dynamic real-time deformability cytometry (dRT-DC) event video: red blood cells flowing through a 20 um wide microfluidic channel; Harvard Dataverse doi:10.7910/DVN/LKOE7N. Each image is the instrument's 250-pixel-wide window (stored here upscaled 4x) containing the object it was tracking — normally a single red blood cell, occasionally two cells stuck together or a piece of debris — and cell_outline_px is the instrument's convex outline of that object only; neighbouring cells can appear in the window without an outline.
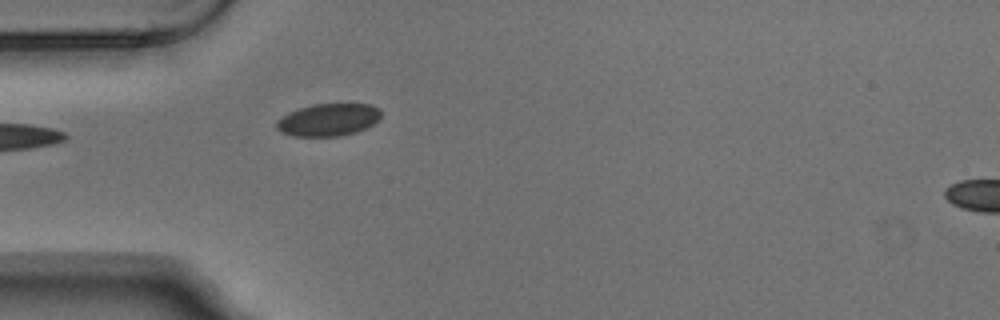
{"species": "Egyptian fruit bat (a non-hibernating species)", "species_latin": "Rousettus aegyptiacus", "temperature_condition": "warm", "stored_images_in_passage": 2, "segment_of_instrument_passage": [1, 2], "camera_frame_rate_fps": 3000, "um_per_image_px": 0.085, "animal": {"sex": "male"}, "frame": {"image": 1, "passage_image": 1, "time_ms": 0.0, "image_size_px": [1000, 320], "cell_outline_px": [[380, 120], [356, 132], [340, 136], [292, 136], [280, 132], [276, 128], [276, 120], [288, 112], [312, 104], [372, 104], [380, 108]], "centroid_in_image_um": [27.89, 10.18], "position_along_channel_um": 57.1, "area_um2": 19.88}}